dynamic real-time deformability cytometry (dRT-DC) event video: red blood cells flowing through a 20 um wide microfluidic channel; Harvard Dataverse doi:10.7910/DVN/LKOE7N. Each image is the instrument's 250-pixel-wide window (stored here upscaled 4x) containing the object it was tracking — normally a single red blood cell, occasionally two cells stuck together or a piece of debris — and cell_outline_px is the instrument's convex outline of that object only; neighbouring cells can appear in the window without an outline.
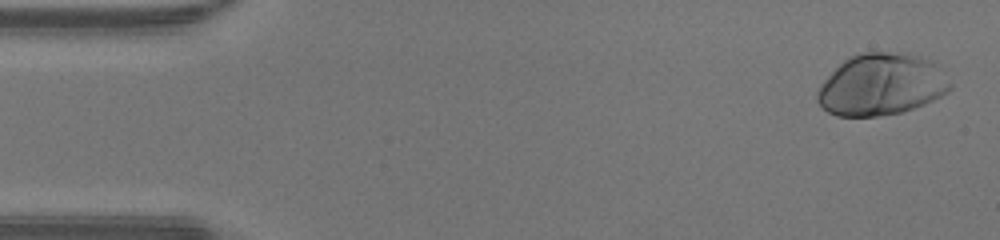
{"species": "human", "species_latin": "Homo sapiens", "temperature_condition": "warm", "stored_images_in_passage": 48, "camera_frame_rate_fps": 3000, "um_per_image_px": 0.085, "donor": {"sex": "male"}, "frame": {"image": 1, "passage_image": 2, "time_ms": 0.333, "image_size_px": [1000, 240], "cell_outline_px": [[952, 88], [948, 92], [924, 104], [904, 112], [876, 116], [836, 116], [828, 112], [816, 100], [816, 92], [820, 84], [848, 56], [864, 52], [908, 52], [932, 60], [936, 64], [952, 84]], "centroid_in_image_um": [74.92, 7.18], "position_along_channel_um": 10.1, "area_um2": 48.03}}
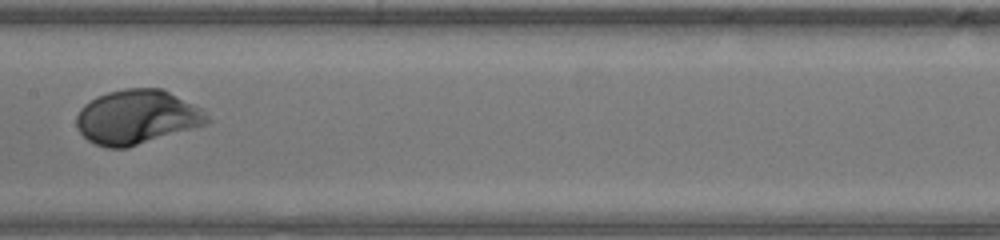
{"frame": {"image": 2, "passage_image": 24, "time_ms": 7.667, "image_size_px": [1000, 240], "cell_outline_px": [[212, 120], [208, 124], [128, 148], [108, 148], [96, 144], [88, 140], [80, 132], [76, 124], [76, 116], [80, 108], [84, 104], [96, 96], [108, 92], [124, 88], [164, 88], [200, 108]], "centroid_in_image_um": [11.64, 9.95], "position_along_channel_um": 195.8, "area_um2": 41.62}}
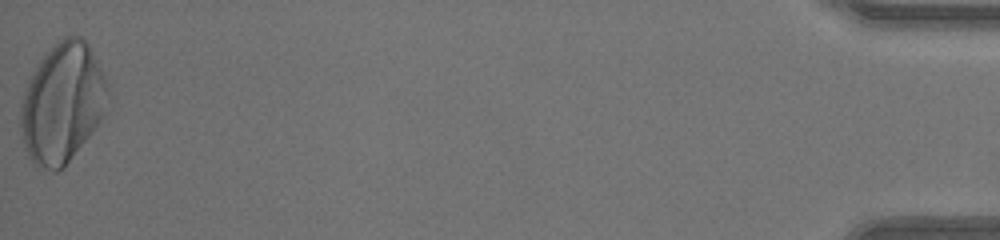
{"frame": {"image": 3, "passage_image": 48, "time_ms": 15.667, "image_size_px": [1000, 240], "cell_outline_px": [[108, 92], [100, 120], [64, 168], [56, 172], [52, 172], [32, 164], [24, 148], [20, 124], [20, 104], [24, 88], [28, 80], [40, 60], [48, 48], [64, 36], [80, 36], [88, 44], [104, 76], [108, 88]], "centroid_in_image_um": [5.24, 8.78], "position_along_channel_um": 430.0, "area_um2": 60.57}, "authors_computed_cell_mechanics": {"area_um2": 41.8183, "velocity_mm_per_s": 4.2854, "shape_relaxation_time_tau1_ms": 2.2467, "shape_relaxation_time_tau2_ms": null, "deformation_change_tau1": 0.1771, "deformation_change_tau2": null}}